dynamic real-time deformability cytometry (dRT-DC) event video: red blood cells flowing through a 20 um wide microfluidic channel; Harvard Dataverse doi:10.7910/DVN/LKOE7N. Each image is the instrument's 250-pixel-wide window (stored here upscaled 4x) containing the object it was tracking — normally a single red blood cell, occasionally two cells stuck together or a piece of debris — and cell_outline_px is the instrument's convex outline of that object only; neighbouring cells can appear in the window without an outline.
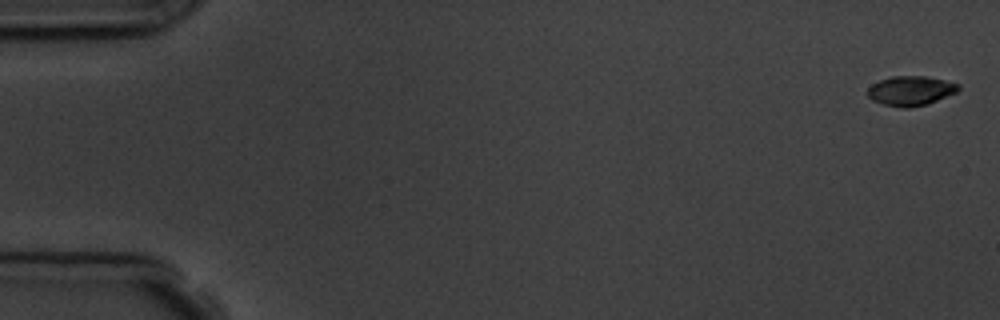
{"species": "common noctule bat (a hibernating species)", "species_latin": "Nyctalus noctula", "temperature_condition": "room temperature", "stored_images_in_passage": 5, "camera_frame_rate_fps": 3000, "um_per_image_px": 0.085, "animal": {"sex": "male", "body_mass_g": 19.5, "forearm_length_mm": 54.6}, "frame": {"image": 1, "passage_image": 1, "time_ms": 0.0, "image_size_px": [1000, 320], "cell_outline_px": [[960, 88], [956, 92], [928, 104], [908, 108], [900, 108], [884, 104], [872, 100], [868, 96], [868, 88], [872, 84], [880, 80], [892, 76], [924, 76], [944, 80], [960, 84]], "centroid_in_image_um": [77.41, 7.72], "position_along_channel_um": 7.6, "area_um2": 15.61}}
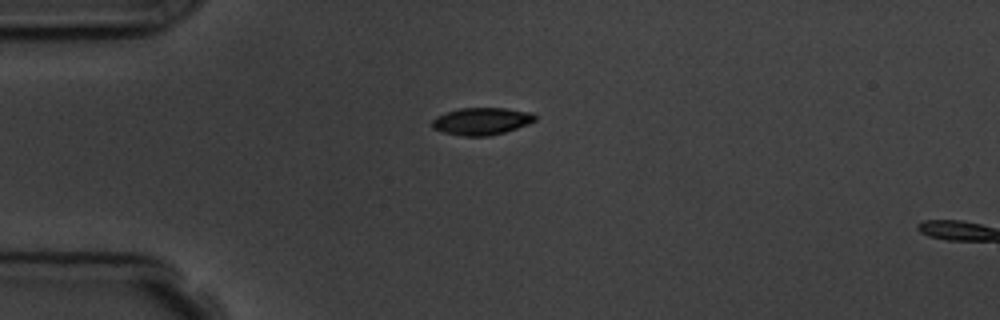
{"frame": {"image": 2, "passage_image": 4, "time_ms": 4.333, "image_size_px": [1000, 320], "cell_outline_px": [[536, 120], [528, 124], [504, 132], [488, 136], [464, 136], [444, 132], [432, 128], [432, 120], [436, 116], [460, 108], [504, 108], [532, 112], [536, 116]], "centroid_in_image_um": [40.94, 10.3], "position_along_channel_um": 44.1, "area_um2": 16.24}}